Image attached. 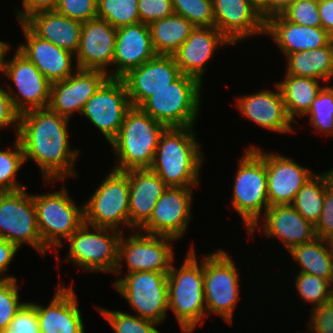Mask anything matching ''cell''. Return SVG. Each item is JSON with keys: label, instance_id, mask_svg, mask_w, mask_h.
I'll use <instances>...</instances> for the list:
<instances>
[{"label": "cell", "instance_id": "obj_1", "mask_svg": "<svg viewBox=\"0 0 333 333\" xmlns=\"http://www.w3.org/2000/svg\"><path fill=\"white\" fill-rule=\"evenodd\" d=\"M70 119L47 108L32 109L19 115L17 138L25 162L32 159L41 170L44 182L63 181L77 176L74 164L80 150L69 143Z\"/></svg>", "mask_w": 333, "mask_h": 333}, {"label": "cell", "instance_id": "obj_2", "mask_svg": "<svg viewBox=\"0 0 333 333\" xmlns=\"http://www.w3.org/2000/svg\"><path fill=\"white\" fill-rule=\"evenodd\" d=\"M194 126L168 127L161 133L151 170L168 187L193 188L199 185L204 161Z\"/></svg>", "mask_w": 333, "mask_h": 333}, {"label": "cell", "instance_id": "obj_3", "mask_svg": "<svg viewBox=\"0 0 333 333\" xmlns=\"http://www.w3.org/2000/svg\"><path fill=\"white\" fill-rule=\"evenodd\" d=\"M165 126L140 107L132 106L117 136L109 143L117 155L114 170L150 169Z\"/></svg>", "mask_w": 333, "mask_h": 333}, {"label": "cell", "instance_id": "obj_4", "mask_svg": "<svg viewBox=\"0 0 333 333\" xmlns=\"http://www.w3.org/2000/svg\"><path fill=\"white\" fill-rule=\"evenodd\" d=\"M191 246L180 268L173 263L168 272V310L171 309L182 333L193 332L207 316L203 290V258L196 259Z\"/></svg>", "mask_w": 333, "mask_h": 333}, {"label": "cell", "instance_id": "obj_5", "mask_svg": "<svg viewBox=\"0 0 333 333\" xmlns=\"http://www.w3.org/2000/svg\"><path fill=\"white\" fill-rule=\"evenodd\" d=\"M236 169L231 204L241 216L248 235H253L261 228L260 216L269 207L265 152L250 145Z\"/></svg>", "mask_w": 333, "mask_h": 333}, {"label": "cell", "instance_id": "obj_6", "mask_svg": "<svg viewBox=\"0 0 333 333\" xmlns=\"http://www.w3.org/2000/svg\"><path fill=\"white\" fill-rule=\"evenodd\" d=\"M201 87L202 83L195 77L181 74L140 108L166 128L194 126L202 102Z\"/></svg>", "mask_w": 333, "mask_h": 333}, {"label": "cell", "instance_id": "obj_7", "mask_svg": "<svg viewBox=\"0 0 333 333\" xmlns=\"http://www.w3.org/2000/svg\"><path fill=\"white\" fill-rule=\"evenodd\" d=\"M65 187L63 184L59 191L33 194L41 240L48 250L56 249L57 260V248L63 247V240L84 223L83 205L77 206Z\"/></svg>", "mask_w": 333, "mask_h": 333}, {"label": "cell", "instance_id": "obj_8", "mask_svg": "<svg viewBox=\"0 0 333 333\" xmlns=\"http://www.w3.org/2000/svg\"><path fill=\"white\" fill-rule=\"evenodd\" d=\"M92 227L94 232L89 229ZM123 232L83 223L66 241L70 243L66 261L84 272L113 273L118 264L119 241Z\"/></svg>", "mask_w": 333, "mask_h": 333}, {"label": "cell", "instance_id": "obj_9", "mask_svg": "<svg viewBox=\"0 0 333 333\" xmlns=\"http://www.w3.org/2000/svg\"><path fill=\"white\" fill-rule=\"evenodd\" d=\"M232 258L224 250L203 256L204 295L207 315L216 313L232 323L239 296L240 275Z\"/></svg>", "mask_w": 333, "mask_h": 333}, {"label": "cell", "instance_id": "obj_10", "mask_svg": "<svg viewBox=\"0 0 333 333\" xmlns=\"http://www.w3.org/2000/svg\"><path fill=\"white\" fill-rule=\"evenodd\" d=\"M107 175L83 205L84 223L121 232L122 225L134 230L129 225L128 175L114 169Z\"/></svg>", "mask_w": 333, "mask_h": 333}, {"label": "cell", "instance_id": "obj_11", "mask_svg": "<svg viewBox=\"0 0 333 333\" xmlns=\"http://www.w3.org/2000/svg\"><path fill=\"white\" fill-rule=\"evenodd\" d=\"M125 275L118 277L113 287L138 312L136 316L162 324L168 310V272L140 271Z\"/></svg>", "mask_w": 333, "mask_h": 333}, {"label": "cell", "instance_id": "obj_12", "mask_svg": "<svg viewBox=\"0 0 333 333\" xmlns=\"http://www.w3.org/2000/svg\"><path fill=\"white\" fill-rule=\"evenodd\" d=\"M0 237L19 249L24 243L41 255L48 252L39 233L33 194L25 188L0 192Z\"/></svg>", "mask_w": 333, "mask_h": 333}, {"label": "cell", "instance_id": "obj_13", "mask_svg": "<svg viewBox=\"0 0 333 333\" xmlns=\"http://www.w3.org/2000/svg\"><path fill=\"white\" fill-rule=\"evenodd\" d=\"M123 233L119 241L118 264L114 274H121L125 261L126 274L140 271L169 272L174 262L172 242L168 236L152 235L134 231L127 238ZM171 242V243H170Z\"/></svg>", "mask_w": 333, "mask_h": 333}, {"label": "cell", "instance_id": "obj_14", "mask_svg": "<svg viewBox=\"0 0 333 333\" xmlns=\"http://www.w3.org/2000/svg\"><path fill=\"white\" fill-rule=\"evenodd\" d=\"M132 107L122 78H108L86 102L81 114L97 127L110 143L118 134Z\"/></svg>", "mask_w": 333, "mask_h": 333}, {"label": "cell", "instance_id": "obj_15", "mask_svg": "<svg viewBox=\"0 0 333 333\" xmlns=\"http://www.w3.org/2000/svg\"><path fill=\"white\" fill-rule=\"evenodd\" d=\"M4 75L15 84L18 90L14 92L8 85L7 93L19 114L48 107L51 83L17 49L13 58L8 60Z\"/></svg>", "mask_w": 333, "mask_h": 333}, {"label": "cell", "instance_id": "obj_16", "mask_svg": "<svg viewBox=\"0 0 333 333\" xmlns=\"http://www.w3.org/2000/svg\"><path fill=\"white\" fill-rule=\"evenodd\" d=\"M193 188L167 187L149 220L139 229L144 233L179 240L191 221Z\"/></svg>", "mask_w": 333, "mask_h": 333}, {"label": "cell", "instance_id": "obj_17", "mask_svg": "<svg viewBox=\"0 0 333 333\" xmlns=\"http://www.w3.org/2000/svg\"><path fill=\"white\" fill-rule=\"evenodd\" d=\"M67 79L51 83L48 108L70 119L74 112H82L86 102L109 78L106 72L80 69L75 66Z\"/></svg>", "mask_w": 333, "mask_h": 333}, {"label": "cell", "instance_id": "obj_18", "mask_svg": "<svg viewBox=\"0 0 333 333\" xmlns=\"http://www.w3.org/2000/svg\"><path fill=\"white\" fill-rule=\"evenodd\" d=\"M181 75L173 55H156L122 77L130 103L140 107L156 92L167 88Z\"/></svg>", "mask_w": 333, "mask_h": 333}, {"label": "cell", "instance_id": "obj_19", "mask_svg": "<svg viewBox=\"0 0 333 333\" xmlns=\"http://www.w3.org/2000/svg\"><path fill=\"white\" fill-rule=\"evenodd\" d=\"M117 28L106 20L94 18L82 22L81 37L74 63L80 69L108 72L115 52Z\"/></svg>", "mask_w": 333, "mask_h": 333}, {"label": "cell", "instance_id": "obj_20", "mask_svg": "<svg viewBox=\"0 0 333 333\" xmlns=\"http://www.w3.org/2000/svg\"><path fill=\"white\" fill-rule=\"evenodd\" d=\"M215 27L233 44L265 35L266 18L250 0H212Z\"/></svg>", "mask_w": 333, "mask_h": 333}, {"label": "cell", "instance_id": "obj_21", "mask_svg": "<svg viewBox=\"0 0 333 333\" xmlns=\"http://www.w3.org/2000/svg\"><path fill=\"white\" fill-rule=\"evenodd\" d=\"M234 45L216 27H195L187 40L173 54L181 74L190 75L203 83V75L208 62L217 49Z\"/></svg>", "mask_w": 333, "mask_h": 333}, {"label": "cell", "instance_id": "obj_22", "mask_svg": "<svg viewBox=\"0 0 333 333\" xmlns=\"http://www.w3.org/2000/svg\"><path fill=\"white\" fill-rule=\"evenodd\" d=\"M269 206L292 204L296 194L314 175L310 169L277 153H265Z\"/></svg>", "mask_w": 333, "mask_h": 333}, {"label": "cell", "instance_id": "obj_23", "mask_svg": "<svg viewBox=\"0 0 333 333\" xmlns=\"http://www.w3.org/2000/svg\"><path fill=\"white\" fill-rule=\"evenodd\" d=\"M148 24L139 22L117 28L113 70L109 78H122L131 69L141 66L156 56Z\"/></svg>", "mask_w": 333, "mask_h": 333}, {"label": "cell", "instance_id": "obj_24", "mask_svg": "<svg viewBox=\"0 0 333 333\" xmlns=\"http://www.w3.org/2000/svg\"><path fill=\"white\" fill-rule=\"evenodd\" d=\"M276 91L260 90L258 93L239 96L235 103L239 111L247 119L266 130L277 133H293L291 122L287 115L281 90L275 83Z\"/></svg>", "mask_w": 333, "mask_h": 333}, {"label": "cell", "instance_id": "obj_25", "mask_svg": "<svg viewBox=\"0 0 333 333\" xmlns=\"http://www.w3.org/2000/svg\"><path fill=\"white\" fill-rule=\"evenodd\" d=\"M20 26L26 43H21L16 49L31 61L50 83L67 79L74 73V54L39 38L23 22H20Z\"/></svg>", "mask_w": 333, "mask_h": 333}, {"label": "cell", "instance_id": "obj_26", "mask_svg": "<svg viewBox=\"0 0 333 333\" xmlns=\"http://www.w3.org/2000/svg\"><path fill=\"white\" fill-rule=\"evenodd\" d=\"M265 35L272 37L284 57L295 52L326 46L333 39L322 26L311 27L291 23L280 13L266 18Z\"/></svg>", "mask_w": 333, "mask_h": 333}, {"label": "cell", "instance_id": "obj_27", "mask_svg": "<svg viewBox=\"0 0 333 333\" xmlns=\"http://www.w3.org/2000/svg\"><path fill=\"white\" fill-rule=\"evenodd\" d=\"M45 307L36 303L40 333H85L82 314L72 285L61 286Z\"/></svg>", "mask_w": 333, "mask_h": 333}, {"label": "cell", "instance_id": "obj_28", "mask_svg": "<svg viewBox=\"0 0 333 333\" xmlns=\"http://www.w3.org/2000/svg\"><path fill=\"white\" fill-rule=\"evenodd\" d=\"M262 216L263 234L272 239L278 237L287 251L316 238L315 226L291 204L269 206Z\"/></svg>", "mask_w": 333, "mask_h": 333}, {"label": "cell", "instance_id": "obj_29", "mask_svg": "<svg viewBox=\"0 0 333 333\" xmlns=\"http://www.w3.org/2000/svg\"><path fill=\"white\" fill-rule=\"evenodd\" d=\"M125 173L129 181V225L138 230L149 220L168 186L151 169H133Z\"/></svg>", "mask_w": 333, "mask_h": 333}, {"label": "cell", "instance_id": "obj_30", "mask_svg": "<svg viewBox=\"0 0 333 333\" xmlns=\"http://www.w3.org/2000/svg\"><path fill=\"white\" fill-rule=\"evenodd\" d=\"M23 23L39 38L76 54L82 22L63 16L56 10H44L32 14Z\"/></svg>", "mask_w": 333, "mask_h": 333}, {"label": "cell", "instance_id": "obj_31", "mask_svg": "<svg viewBox=\"0 0 333 333\" xmlns=\"http://www.w3.org/2000/svg\"><path fill=\"white\" fill-rule=\"evenodd\" d=\"M285 58V74L327 82L333 78V39L326 46L288 54Z\"/></svg>", "mask_w": 333, "mask_h": 333}, {"label": "cell", "instance_id": "obj_32", "mask_svg": "<svg viewBox=\"0 0 333 333\" xmlns=\"http://www.w3.org/2000/svg\"><path fill=\"white\" fill-rule=\"evenodd\" d=\"M283 81L276 82L281 90L285 109L289 118L298 123L294 117H305L321 87L320 80L310 77L284 75Z\"/></svg>", "mask_w": 333, "mask_h": 333}, {"label": "cell", "instance_id": "obj_33", "mask_svg": "<svg viewBox=\"0 0 333 333\" xmlns=\"http://www.w3.org/2000/svg\"><path fill=\"white\" fill-rule=\"evenodd\" d=\"M148 27L157 55H173L195 28L191 22L177 14L155 20Z\"/></svg>", "mask_w": 333, "mask_h": 333}, {"label": "cell", "instance_id": "obj_34", "mask_svg": "<svg viewBox=\"0 0 333 333\" xmlns=\"http://www.w3.org/2000/svg\"><path fill=\"white\" fill-rule=\"evenodd\" d=\"M288 253L301 267L298 272L319 276L333 285V254L326 239L293 246Z\"/></svg>", "mask_w": 333, "mask_h": 333}, {"label": "cell", "instance_id": "obj_35", "mask_svg": "<svg viewBox=\"0 0 333 333\" xmlns=\"http://www.w3.org/2000/svg\"><path fill=\"white\" fill-rule=\"evenodd\" d=\"M326 182L321 173L314 174L300 188L291 204L314 226L319 221L324 205Z\"/></svg>", "mask_w": 333, "mask_h": 333}, {"label": "cell", "instance_id": "obj_36", "mask_svg": "<svg viewBox=\"0 0 333 333\" xmlns=\"http://www.w3.org/2000/svg\"><path fill=\"white\" fill-rule=\"evenodd\" d=\"M138 0H97V18L119 28L140 22Z\"/></svg>", "mask_w": 333, "mask_h": 333}, {"label": "cell", "instance_id": "obj_37", "mask_svg": "<svg viewBox=\"0 0 333 333\" xmlns=\"http://www.w3.org/2000/svg\"><path fill=\"white\" fill-rule=\"evenodd\" d=\"M14 139L12 144L14 150H0V192H12L26 188L16 179L25 159L18 138Z\"/></svg>", "mask_w": 333, "mask_h": 333}, {"label": "cell", "instance_id": "obj_38", "mask_svg": "<svg viewBox=\"0 0 333 333\" xmlns=\"http://www.w3.org/2000/svg\"><path fill=\"white\" fill-rule=\"evenodd\" d=\"M295 288L304 302H310L312 308L333 299V285L322 277L298 272Z\"/></svg>", "mask_w": 333, "mask_h": 333}, {"label": "cell", "instance_id": "obj_39", "mask_svg": "<svg viewBox=\"0 0 333 333\" xmlns=\"http://www.w3.org/2000/svg\"><path fill=\"white\" fill-rule=\"evenodd\" d=\"M316 131L333 138V87L323 86L306 113Z\"/></svg>", "mask_w": 333, "mask_h": 333}, {"label": "cell", "instance_id": "obj_40", "mask_svg": "<svg viewBox=\"0 0 333 333\" xmlns=\"http://www.w3.org/2000/svg\"><path fill=\"white\" fill-rule=\"evenodd\" d=\"M115 333H161L156 329L157 323L117 310L97 307Z\"/></svg>", "mask_w": 333, "mask_h": 333}, {"label": "cell", "instance_id": "obj_41", "mask_svg": "<svg viewBox=\"0 0 333 333\" xmlns=\"http://www.w3.org/2000/svg\"><path fill=\"white\" fill-rule=\"evenodd\" d=\"M172 7L195 27H215L212 0H172Z\"/></svg>", "mask_w": 333, "mask_h": 333}, {"label": "cell", "instance_id": "obj_42", "mask_svg": "<svg viewBox=\"0 0 333 333\" xmlns=\"http://www.w3.org/2000/svg\"><path fill=\"white\" fill-rule=\"evenodd\" d=\"M17 279L0 282V332L8 330L11 321L26 302H20Z\"/></svg>", "mask_w": 333, "mask_h": 333}, {"label": "cell", "instance_id": "obj_43", "mask_svg": "<svg viewBox=\"0 0 333 333\" xmlns=\"http://www.w3.org/2000/svg\"><path fill=\"white\" fill-rule=\"evenodd\" d=\"M287 21L305 26H322L318 0H293L279 12Z\"/></svg>", "mask_w": 333, "mask_h": 333}, {"label": "cell", "instance_id": "obj_44", "mask_svg": "<svg viewBox=\"0 0 333 333\" xmlns=\"http://www.w3.org/2000/svg\"><path fill=\"white\" fill-rule=\"evenodd\" d=\"M55 10L70 19L86 22L97 17V0H58Z\"/></svg>", "mask_w": 333, "mask_h": 333}, {"label": "cell", "instance_id": "obj_45", "mask_svg": "<svg viewBox=\"0 0 333 333\" xmlns=\"http://www.w3.org/2000/svg\"><path fill=\"white\" fill-rule=\"evenodd\" d=\"M140 22H151L174 14L172 0H138Z\"/></svg>", "mask_w": 333, "mask_h": 333}, {"label": "cell", "instance_id": "obj_46", "mask_svg": "<svg viewBox=\"0 0 333 333\" xmlns=\"http://www.w3.org/2000/svg\"><path fill=\"white\" fill-rule=\"evenodd\" d=\"M8 330L14 333L39 332L36 303L26 302L11 321Z\"/></svg>", "mask_w": 333, "mask_h": 333}, {"label": "cell", "instance_id": "obj_47", "mask_svg": "<svg viewBox=\"0 0 333 333\" xmlns=\"http://www.w3.org/2000/svg\"><path fill=\"white\" fill-rule=\"evenodd\" d=\"M311 310L308 325L311 333H333V299Z\"/></svg>", "mask_w": 333, "mask_h": 333}, {"label": "cell", "instance_id": "obj_48", "mask_svg": "<svg viewBox=\"0 0 333 333\" xmlns=\"http://www.w3.org/2000/svg\"><path fill=\"white\" fill-rule=\"evenodd\" d=\"M315 234L317 238L326 240L333 235V190L327 186L321 216L315 225Z\"/></svg>", "mask_w": 333, "mask_h": 333}, {"label": "cell", "instance_id": "obj_49", "mask_svg": "<svg viewBox=\"0 0 333 333\" xmlns=\"http://www.w3.org/2000/svg\"><path fill=\"white\" fill-rule=\"evenodd\" d=\"M19 113L14 109L7 90L0 86V128L15 127V137L18 133Z\"/></svg>", "mask_w": 333, "mask_h": 333}, {"label": "cell", "instance_id": "obj_50", "mask_svg": "<svg viewBox=\"0 0 333 333\" xmlns=\"http://www.w3.org/2000/svg\"><path fill=\"white\" fill-rule=\"evenodd\" d=\"M58 0H22L24 9H17L16 16L18 21L23 22L32 14L44 11L55 10Z\"/></svg>", "mask_w": 333, "mask_h": 333}, {"label": "cell", "instance_id": "obj_51", "mask_svg": "<svg viewBox=\"0 0 333 333\" xmlns=\"http://www.w3.org/2000/svg\"><path fill=\"white\" fill-rule=\"evenodd\" d=\"M18 247L0 237V282L14 279L12 275H3L8 270L14 256L18 252ZM2 277V278H1Z\"/></svg>", "mask_w": 333, "mask_h": 333}, {"label": "cell", "instance_id": "obj_52", "mask_svg": "<svg viewBox=\"0 0 333 333\" xmlns=\"http://www.w3.org/2000/svg\"><path fill=\"white\" fill-rule=\"evenodd\" d=\"M322 27L333 38V0H318Z\"/></svg>", "mask_w": 333, "mask_h": 333}, {"label": "cell", "instance_id": "obj_53", "mask_svg": "<svg viewBox=\"0 0 333 333\" xmlns=\"http://www.w3.org/2000/svg\"><path fill=\"white\" fill-rule=\"evenodd\" d=\"M250 1L265 18L273 14V0H250Z\"/></svg>", "mask_w": 333, "mask_h": 333}, {"label": "cell", "instance_id": "obj_54", "mask_svg": "<svg viewBox=\"0 0 333 333\" xmlns=\"http://www.w3.org/2000/svg\"><path fill=\"white\" fill-rule=\"evenodd\" d=\"M9 43L5 41H0V74H4L6 65L8 64V59L6 61L7 53L10 51Z\"/></svg>", "mask_w": 333, "mask_h": 333}, {"label": "cell", "instance_id": "obj_55", "mask_svg": "<svg viewBox=\"0 0 333 333\" xmlns=\"http://www.w3.org/2000/svg\"><path fill=\"white\" fill-rule=\"evenodd\" d=\"M292 2L293 0H273V14L279 13Z\"/></svg>", "mask_w": 333, "mask_h": 333}, {"label": "cell", "instance_id": "obj_56", "mask_svg": "<svg viewBox=\"0 0 333 333\" xmlns=\"http://www.w3.org/2000/svg\"><path fill=\"white\" fill-rule=\"evenodd\" d=\"M322 175L324 176L326 186L333 190V169L331 168L327 172H322Z\"/></svg>", "mask_w": 333, "mask_h": 333}, {"label": "cell", "instance_id": "obj_57", "mask_svg": "<svg viewBox=\"0 0 333 333\" xmlns=\"http://www.w3.org/2000/svg\"><path fill=\"white\" fill-rule=\"evenodd\" d=\"M328 243H329V246H330V249H331V252L333 254V235L327 239Z\"/></svg>", "mask_w": 333, "mask_h": 333}, {"label": "cell", "instance_id": "obj_58", "mask_svg": "<svg viewBox=\"0 0 333 333\" xmlns=\"http://www.w3.org/2000/svg\"><path fill=\"white\" fill-rule=\"evenodd\" d=\"M0 333H14V332H11L9 330H5V331H1ZM33 333H40V332H33Z\"/></svg>", "mask_w": 333, "mask_h": 333}]
</instances>
